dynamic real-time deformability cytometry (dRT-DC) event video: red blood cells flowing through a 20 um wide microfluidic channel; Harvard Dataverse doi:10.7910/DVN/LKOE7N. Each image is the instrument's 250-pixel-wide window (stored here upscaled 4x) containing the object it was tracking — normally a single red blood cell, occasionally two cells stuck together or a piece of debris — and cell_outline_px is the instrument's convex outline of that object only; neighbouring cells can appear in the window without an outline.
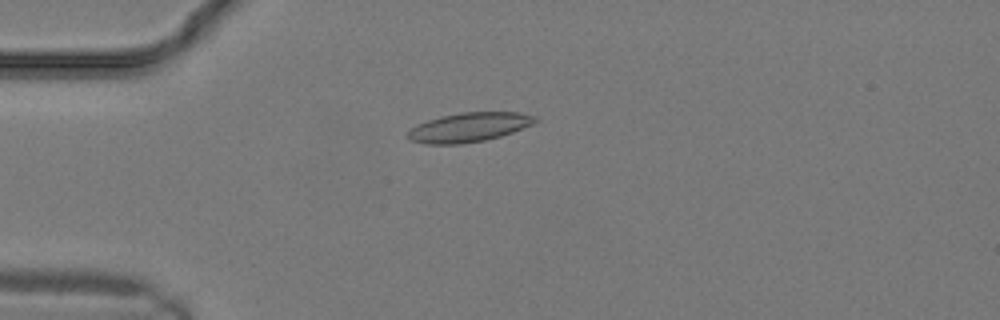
{"species": "common noctule bat (a hibernating species)", "species_latin": "Nyctalus noctula", "temperature_condition": "warm", "stored_images_in_passage": 6, "camera_frame_rate_fps": 3000, "um_per_image_px": 0.085, "animal": {"sex": "male", "body_mass_g": 19.2, "forearm_length_mm": 51.8}, "frame": {"image": 1, "passage_image": 3, "time_ms": 0.667, "image_size_px": [1000, 320], "cell_outline_px": [[540, 120], [532, 124], [512, 132], [500, 136], [484, 140], [460, 144], [424, 144], [412, 140], [408, 136], [408, 132], [416, 124], [440, 116], [460, 112], [516, 112], [536, 116]], "centroid_in_image_um": [39.87, 10.81], "position_along_channel_um": 45.1, "area_um2": 21.62}}